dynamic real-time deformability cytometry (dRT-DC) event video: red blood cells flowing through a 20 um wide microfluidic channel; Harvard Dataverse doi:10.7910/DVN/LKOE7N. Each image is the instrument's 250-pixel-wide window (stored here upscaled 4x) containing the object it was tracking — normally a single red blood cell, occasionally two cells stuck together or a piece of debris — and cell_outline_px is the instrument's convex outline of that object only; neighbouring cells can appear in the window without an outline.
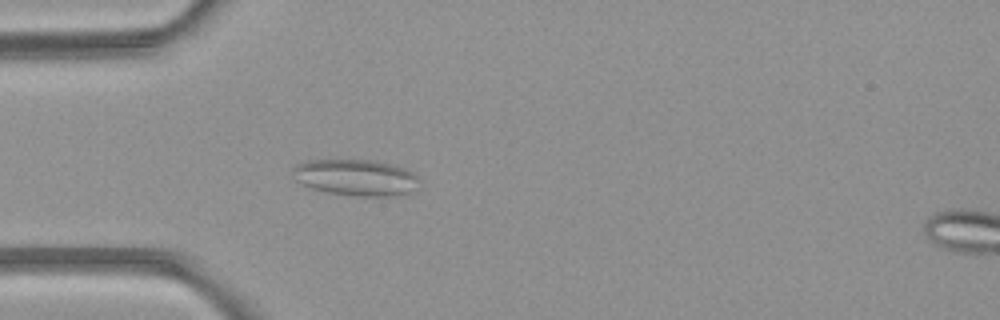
{"species": "common noctule bat (a hibernating species)", "species_latin": "Nyctalus noctula", "temperature_condition": "room temperature", "stored_images_in_passage": 4, "segment_of_instrument_passage": [1, 2], "camera_frame_rate_fps": 3000, "um_per_image_px": 0.085, "animal": {"sex": "female", "body_mass_g": 21.9}, "frame": {"image": 1, "passage_image": 3, "time_ms": 2.333, "image_size_px": [1000, 320], "cell_outline_px": [[420, 188], [416, 192], [404, 196], [352, 196], [328, 192], [312, 188], [296, 180], [292, 168], [296, 164], [308, 160], [372, 160], [392, 164], [404, 168], [412, 172], [420, 180]], "centroid_in_image_um": [30.35, 15.11], "position_along_channel_um": 54.7, "area_um2": 27.22}}